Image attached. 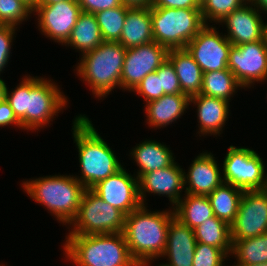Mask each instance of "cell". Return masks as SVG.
Segmentation results:
<instances>
[{
	"label": "cell",
	"instance_id": "1",
	"mask_svg": "<svg viewBox=\"0 0 267 266\" xmlns=\"http://www.w3.org/2000/svg\"><path fill=\"white\" fill-rule=\"evenodd\" d=\"M57 84L47 78L25 76L5 100L10 104L22 129L35 130L53 121L54 115L67 106V98ZM59 111V112H58Z\"/></svg>",
	"mask_w": 267,
	"mask_h": 266
},
{
	"label": "cell",
	"instance_id": "2",
	"mask_svg": "<svg viewBox=\"0 0 267 266\" xmlns=\"http://www.w3.org/2000/svg\"><path fill=\"white\" fill-rule=\"evenodd\" d=\"M141 205L125 216L123 235L126 238L129 253L136 266H150V261L162 256L167 231L174 210L149 212Z\"/></svg>",
	"mask_w": 267,
	"mask_h": 266
},
{
	"label": "cell",
	"instance_id": "3",
	"mask_svg": "<svg viewBox=\"0 0 267 266\" xmlns=\"http://www.w3.org/2000/svg\"><path fill=\"white\" fill-rule=\"evenodd\" d=\"M72 127L82 175L75 178L85 189H91L123 166L85 114L75 117Z\"/></svg>",
	"mask_w": 267,
	"mask_h": 266
},
{
	"label": "cell",
	"instance_id": "4",
	"mask_svg": "<svg viewBox=\"0 0 267 266\" xmlns=\"http://www.w3.org/2000/svg\"><path fill=\"white\" fill-rule=\"evenodd\" d=\"M66 239L65 255L77 266H136L122 232L68 235Z\"/></svg>",
	"mask_w": 267,
	"mask_h": 266
},
{
	"label": "cell",
	"instance_id": "5",
	"mask_svg": "<svg viewBox=\"0 0 267 266\" xmlns=\"http://www.w3.org/2000/svg\"><path fill=\"white\" fill-rule=\"evenodd\" d=\"M26 193L44 205L64 225L77 214L85 187L73 175L39 177L22 184Z\"/></svg>",
	"mask_w": 267,
	"mask_h": 266
},
{
	"label": "cell",
	"instance_id": "6",
	"mask_svg": "<svg viewBox=\"0 0 267 266\" xmlns=\"http://www.w3.org/2000/svg\"><path fill=\"white\" fill-rule=\"evenodd\" d=\"M126 51L119 42L103 41L94 50L82 54L76 72L96 98L106 97L116 86L121 88Z\"/></svg>",
	"mask_w": 267,
	"mask_h": 266
},
{
	"label": "cell",
	"instance_id": "7",
	"mask_svg": "<svg viewBox=\"0 0 267 266\" xmlns=\"http://www.w3.org/2000/svg\"><path fill=\"white\" fill-rule=\"evenodd\" d=\"M155 42L168 50L184 49L205 26L201 9L150 7Z\"/></svg>",
	"mask_w": 267,
	"mask_h": 266
},
{
	"label": "cell",
	"instance_id": "8",
	"mask_svg": "<svg viewBox=\"0 0 267 266\" xmlns=\"http://www.w3.org/2000/svg\"><path fill=\"white\" fill-rule=\"evenodd\" d=\"M125 214L85 189L68 235H95L123 232Z\"/></svg>",
	"mask_w": 267,
	"mask_h": 266
},
{
	"label": "cell",
	"instance_id": "9",
	"mask_svg": "<svg viewBox=\"0 0 267 266\" xmlns=\"http://www.w3.org/2000/svg\"><path fill=\"white\" fill-rule=\"evenodd\" d=\"M264 169L262 158L256 151L232 145L223 161V181L243 191L265 189L267 174L264 175Z\"/></svg>",
	"mask_w": 267,
	"mask_h": 266
},
{
	"label": "cell",
	"instance_id": "10",
	"mask_svg": "<svg viewBox=\"0 0 267 266\" xmlns=\"http://www.w3.org/2000/svg\"><path fill=\"white\" fill-rule=\"evenodd\" d=\"M230 228L231 240L267 233V188L243 192L235 221Z\"/></svg>",
	"mask_w": 267,
	"mask_h": 266
},
{
	"label": "cell",
	"instance_id": "11",
	"mask_svg": "<svg viewBox=\"0 0 267 266\" xmlns=\"http://www.w3.org/2000/svg\"><path fill=\"white\" fill-rule=\"evenodd\" d=\"M228 69L245 89L254 82L267 80V46L265 41H254L229 50Z\"/></svg>",
	"mask_w": 267,
	"mask_h": 266
},
{
	"label": "cell",
	"instance_id": "12",
	"mask_svg": "<svg viewBox=\"0 0 267 266\" xmlns=\"http://www.w3.org/2000/svg\"><path fill=\"white\" fill-rule=\"evenodd\" d=\"M168 52L167 48L155 41L127 49L121 74V88L133 91L146 75L155 72L168 59Z\"/></svg>",
	"mask_w": 267,
	"mask_h": 266
},
{
	"label": "cell",
	"instance_id": "13",
	"mask_svg": "<svg viewBox=\"0 0 267 266\" xmlns=\"http://www.w3.org/2000/svg\"><path fill=\"white\" fill-rule=\"evenodd\" d=\"M232 44L216 31V27L205 25L187 44V51L193 56L203 73L228 69L229 50Z\"/></svg>",
	"mask_w": 267,
	"mask_h": 266
},
{
	"label": "cell",
	"instance_id": "14",
	"mask_svg": "<svg viewBox=\"0 0 267 266\" xmlns=\"http://www.w3.org/2000/svg\"><path fill=\"white\" fill-rule=\"evenodd\" d=\"M38 15V27L43 34L62 45L69 39L79 14L77 0H66L52 5H37L33 14Z\"/></svg>",
	"mask_w": 267,
	"mask_h": 266
},
{
	"label": "cell",
	"instance_id": "15",
	"mask_svg": "<svg viewBox=\"0 0 267 266\" xmlns=\"http://www.w3.org/2000/svg\"><path fill=\"white\" fill-rule=\"evenodd\" d=\"M91 190L125 215L142 205L139 198L138 178L132 177L123 167L105 180L98 182Z\"/></svg>",
	"mask_w": 267,
	"mask_h": 266
},
{
	"label": "cell",
	"instance_id": "16",
	"mask_svg": "<svg viewBox=\"0 0 267 266\" xmlns=\"http://www.w3.org/2000/svg\"><path fill=\"white\" fill-rule=\"evenodd\" d=\"M184 171L176 161L169 167L158 169L143 174L138 179L139 198L142 205H145L146 192L166 195L172 205H176L181 199V192L184 187Z\"/></svg>",
	"mask_w": 267,
	"mask_h": 266
},
{
	"label": "cell",
	"instance_id": "17",
	"mask_svg": "<svg viewBox=\"0 0 267 266\" xmlns=\"http://www.w3.org/2000/svg\"><path fill=\"white\" fill-rule=\"evenodd\" d=\"M250 6H249V5ZM225 23L228 34L225 37L234 46L254 41H264V22L259 11L249 2L233 10L221 23Z\"/></svg>",
	"mask_w": 267,
	"mask_h": 266
},
{
	"label": "cell",
	"instance_id": "18",
	"mask_svg": "<svg viewBox=\"0 0 267 266\" xmlns=\"http://www.w3.org/2000/svg\"><path fill=\"white\" fill-rule=\"evenodd\" d=\"M219 168L212 153L202 152L184 173L185 193L208 196L224 182Z\"/></svg>",
	"mask_w": 267,
	"mask_h": 266
},
{
	"label": "cell",
	"instance_id": "19",
	"mask_svg": "<svg viewBox=\"0 0 267 266\" xmlns=\"http://www.w3.org/2000/svg\"><path fill=\"white\" fill-rule=\"evenodd\" d=\"M196 238L194 230L183 224L175 216L167 231V243L161 257L167 256V266H193Z\"/></svg>",
	"mask_w": 267,
	"mask_h": 266
},
{
	"label": "cell",
	"instance_id": "20",
	"mask_svg": "<svg viewBox=\"0 0 267 266\" xmlns=\"http://www.w3.org/2000/svg\"><path fill=\"white\" fill-rule=\"evenodd\" d=\"M197 105V118L200 123L199 131L206 136L219 135L222 132V128L228 120L229 114V102L212 96L204 94H196L190 97V104Z\"/></svg>",
	"mask_w": 267,
	"mask_h": 266
},
{
	"label": "cell",
	"instance_id": "21",
	"mask_svg": "<svg viewBox=\"0 0 267 266\" xmlns=\"http://www.w3.org/2000/svg\"><path fill=\"white\" fill-rule=\"evenodd\" d=\"M189 104L190 97L184 93L164 94L146 104L147 123L151 128L165 127L179 119Z\"/></svg>",
	"mask_w": 267,
	"mask_h": 266
},
{
	"label": "cell",
	"instance_id": "22",
	"mask_svg": "<svg viewBox=\"0 0 267 266\" xmlns=\"http://www.w3.org/2000/svg\"><path fill=\"white\" fill-rule=\"evenodd\" d=\"M154 41L150 7L129 8L119 43L126 49Z\"/></svg>",
	"mask_w": 267,
	"mask_h": 266
},
{
	"label": "cell",
	"instance_id": "23",
	"mask_svg": "<svg viewBox=\"0 0 267 266\" xmlns=\"http://www.w3.org/2000/svg\"><path fill=\"white\" fill-rule=\"evenodd\" d=\"M168 59L175 68L182 93L189 97L200 94L203 72L187 49L169 50Z\"/></svg>",
	"mask_w": 267,
	"mask_h": 266
},
{
	"label": "cell",
	"instance_id": "24",
	"mask_svg": "<svg viewBox=\"0 0 267 266\" xmlns=\"http://www.w3.org/2000/svg\"><path fill=\"white\" fill-rule=\"evenodd\" d=\"M130 154L140 168L136 174L138 179L147 172L169 167L175 162L171 150L155 140H145L135 146Z\"/></svg>",
	"mask_w": 267,
	"mask_h": 266
},
{
	"label": "cell",
	"instance_id": "25",
	"mask_svg": "<svg viewBox=\"0 0 267 266\" xmlns=\"http://www.w3.org/2000/svg\"><path fill=\"white\" fill-rule=\"evenodd\" d=\"M100 27L92 13L81 12L77 22L71 31L69 39L64 45L72 46L82 54L94 50L102 42Z\"/></svg>",
	"mask_w": 267,
	"mask_h": 266
},
{
	"label": "cell",
	"instance_id": "26",
	"mask_svg": "<svg viewBox=\"0 0 267 266\" xmlns=\"http://www.w3.org/2000/svg\"><path fill=\"white\" fill-rule=\"evenodd\" d=\"M184 198L172 208L175 217L191 229L214 217L208 196L184 194Z\"/></svg>",
	"mask_w": 267,
	"mask_h": 266
},
{
	"label": "cell",
	"instance_id": "27",
	"mask_svg": "<svg viewBox=\"0 0 267 266\" xmlns=\"http://www.w3.org/2000/svg\"><path fill=\"white\" fill-rule=\"evenodd\" d=\"M243 192L235 185L223 182L208 195L214 215L231 225L235 221Z\"/></svg>",
	"mask_w": 267,
	"mask_h": 266
},
{
	"label": "cell",
	"instance_id": "28",
	"mask_svg": "<svg viewBox=\"0 0 267 266\" xmlns=\"http://www.w3.org/2000/svg\"><path fill=\"white\" fill-rule=\"evenodd\" d=\"M193 230L197 242L220 248L227 256L231 255V228L225 221L214 216Z\"/></svg>",
	"mask_w": 267,
	"mask_h": 266
},
{
	"label": "cell",
	"instance_id": "29",
	"mask_svg": "<svg viewBox=\"0 0 267 266\" xmlns=\"http://www.w3.org/2000/svg\"><path fill=\"white\" fill-rule=\"evenodd\" d=\"M243 86L229 69L203 73L200 94L221 98L229 102L236 89Z\"/></svg>",
	"mask_w": 267,
	"mask_h": 266
},
{
	"label": "cell",
	"instance_id": "30",
	"mask_svg": "<svg viewBox=\"0 0 267 266\" xmlns=\"http://www.w3.org/2000/svg\"><path fill=\"white\" fill-rule=\"evenodd\" d=\"M237 264L258 265L267 262V233L241 240H231Z\"/></svg>",
	"mask_w": 267,
	"mask_h": 266
},
{
	"label": "cell",
	"instance_id": "31",
	"mask_svg": "<svg viewBox=\"0 0 267 266\" xmlns=\"http://www.w3.org/2000/svg\"><path fill=\"white\" fill-rule=\"evenodd\" d=\"M129 8L121 5L94 14L104 41L119 42Z\"/></svg>",
	"mask_w": 267,
	"mask_h": 266
},
{
	"label": "cell",
	"instance_id": "32",
	"mask_svg": "<svg viewBox=\"0 0 267 266\" xmlns=\"http://www.w3.org/2000/svg\"><path fill=\"white\" fill-rule=\"evenodd\" d=\"M246 0H201V14L205 25L208 20L220 23L233 10L242 7Z\"/></svg>",
	"mask_w": 267,
	"mask_h": 266
},
{
	"label": "cell",
	"instance_id": "33",
	"mask_svg": "<svg viewBox=\"0 0 267 266\" xmlns=\"http://www.w3.org/2000/svg\"><path fill=\"white\" fill-rule=\"evenodd\" d=\"M32 12L33 9L22 0H0V25L16 27Z\"/></svg>",
	"mask_w": 267,
	"mask_h": 266
},
{
	"label": "cell",
	"instance_id": "34",
	"mask_svg": "<svg viewBox=\"0 0 267 266\" xmlns=\"http://www.w3.org/2000/svg\"><path fill=\"white\" fill-rule=\"evenodd\" d=\"M228 256L217 247L197 242L193 258V266H225Z\"/></svg>",
	"mask_w": 267,
	"mask_h": 266
},
{
	"label": "cell",
	"instance_id": "35",
	"mask_svg": "<svg viewBox=\"0 0 267 266\" xmlns=\"http://www.w3.org/2000/svg\"><path fill=\"white\" fill-rule=\"evenodd\" d=\"M155 72L160 78L161 89L165 94L182 93L175 68L169 59H166Z\"/></svg>",
	"mask_w": 267,
	"mask_h": 266
},
{
	"label": "cell",
	"instance_id": "36",
	"mask_svg": "<svg viewBox=\"0 0 267 266\" xmlns=\"http://www.w3.org/2000/svg\"><path fill=\"white\" fill-rule=\"evenodd\" d=\"M133 91L139 96H143L146 103L159 99L165 94L161 89L160 78L156 72L146 75Z\"/></svg>",
	"mask_w": 267,
	"mask_h": 266
},
{
	"label": "cell",
	"instance_id": "37",
	"mask_svg": "<svg viewBox=\"0 0 267 266\" xmlns=\"http://www.w3.org/2000/svg\"><path fill=\"white\" fill-rule=\"evenodd\" d=\"M16 29L17 27L11 25H0V73L8 64L12 40L15 36Z\"/></svg>",
	"mask_w": 267,
	"mask_h": 266
},
{
	"label": "cell",
	"instance_id": "38",
	"mask_svg": "<svg viewBox=\"0 0 267 266\" xmlns=\"http://www.w3.org/2000/svg\"><path fill=\"white\" fill-rule=\"evenodd\" d=\"M77 2L82 12L92 14L123 5L121 0H77Z\"/></svg>",
	"mask_w": 267,
	"mask_h": 266
},
{
	"label": "cell",
	"instance_id": "39",
	"mask_svg": "<svg viewBox=\"0 0 267 266\" xmlns=\"http://www.w3.org/2000/svg\"><path fill=\"white\" fill-rule=\"evenodd\" d=\"M151 7L201 9V0H152Z\"/></svg>",
	"mask_w": 267,
	"mask_h": 266
},
{
	"label": "cell",
	"instance_id": "40",
	"mask_svg": "<svg viewBox=\"0 0 267 266\" xmlns=\"http://www.w3.org/2000/svg\"><path fill=\"white\" fill-rule=\"evenodd\" d=\"M15 125L22 128L20 121L17 119L10 104L4 99L0 102V127Z\"/></svg>",
	"mask_w": 267,
	"mask_h": 266
},
{
	"label": "cell",
	"instance_id": "41",
	"mask_svg": "<svg viewBox=\"0 0 267 266\" xmlns=\"http://www.w3.org/2000/svg\"><path fill=\"white\" fill-rule=\"evenodd\" d=\"M123 5L131 8L151 7L152 0H121Z\"/></svg>",
	"mask_w": 267,
	"mask_h": 266
},
{
	"label": "cell",
	"instance_id": "42",
	"mask_svg": "<svg viewBox=\"0 0 267 266\" xmlns=\"http://www.w3.org/2000/svg\"><path fill=\"white\" fill-rule=\"evenodd\" d=\"M249 3H251L253 6H256L255 8L259 11H265V14L267 13V0H250Z\"/></svg>",
	"mask_w": 267,
	"mask_h": 266
},
{
	"label": "cell",
	"instance_id": "43",
	"mask_svg": "<svg viewBox=\"0 0 267 266\" xmlns=\"http://www.w3.org/2000/svg\"><path fill=\"white\" fill-rule=\"evenodd\" d=\"M6 83L0 78V102L5 99Z\"/></svg>",
	"mask_w": 267,
	"mask_h": 266
},
{
	"label": "cell",
	"instance_id": "44",
	"mask_svg": "<svg viewBox=\"0 0 267 266\" xmlns=\"http://www.w3.org/2000/svg\"><path fill=\"white\" fill-rule=\"evenodd\" d=\"M66 0H38L37 5H52Z\"/></svg>",
	"mask_w": 267,
	"mask_h": 266
},
{
	"label": "cell",
	"instance_id": "45",
	"mask_svg": "<svg viewBox=\"0 0 267 266\" xmlns=\"http://www.w3.org/2000/svg\"><path fill=\"white\" fill-rule=\"evenodd\" d=\"M27 5H29L32 9H34L37 6L38 0H22Z\"/></svg>",
	"mask_w": 267,
	"mask_h": 266
},
{
	"label": "cell",
	"instance_id": "46",
	"mask_svg": "<svg viewBox=\"0 0 267 266\" xmlns=\"http://www.w3.org/2000/svg\"><path fill=\"white\" fill-rule=\"evenodd\" d=\"M233 266H267V262L266 263H260L258 265H251V264H237V265H233Z\"/></svg>",
	"mask_w": 267,
	"mask_h": 266
},
{
	"label": "cell",
	"instance_id": "47",
	"mask_svg": "<svg viewBox=\"0 0 267 266\" xmlns=\"http://www.w3.org/2000/svg\"><path fill=\"white\" fill-rule=\"evenodd\" d=\"M264 41L267 46V24H264Z\"/></svg>",
	"mask_w": 267,
	"mask_h": 266
}]
</instances>
